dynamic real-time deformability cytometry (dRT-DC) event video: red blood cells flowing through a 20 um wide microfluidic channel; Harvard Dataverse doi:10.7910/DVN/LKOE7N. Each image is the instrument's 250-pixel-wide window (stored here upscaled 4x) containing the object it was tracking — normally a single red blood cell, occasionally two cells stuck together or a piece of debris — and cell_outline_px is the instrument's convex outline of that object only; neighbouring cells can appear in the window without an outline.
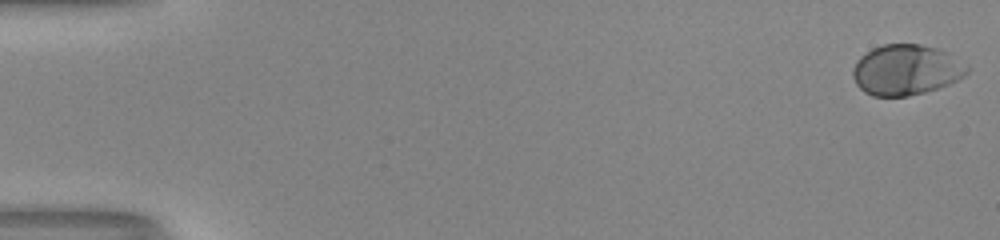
{"species": "human", "species_latin": "Homo sapiens", "temperature_condition": "room temperature", "stored_images_in_passage": 53, "camera_frame_rate_fps": 3000, "um_per_image_px": 0.085, "donor": {"sex": "male"}, "frame": {"image": 1, "passage_image": 1, "time_ms": 0.0, "image_size_px": [1000, 240], "cell_outline_px": [[968, 72], [956, 80], [948, 84], [924, 92], [908, 96], [872, 96], [864, 92], [856, 84], [852, 76], [852, 68], [856, 60], [860, 56], [872, 48], [884, 44], [920, 44], [936, 48], [944, 52], [968, 68]], "centroid_in_image_um": [76.92, 5.95], "position_along_channel_um": 8.1, "area_um2": 33.18}}
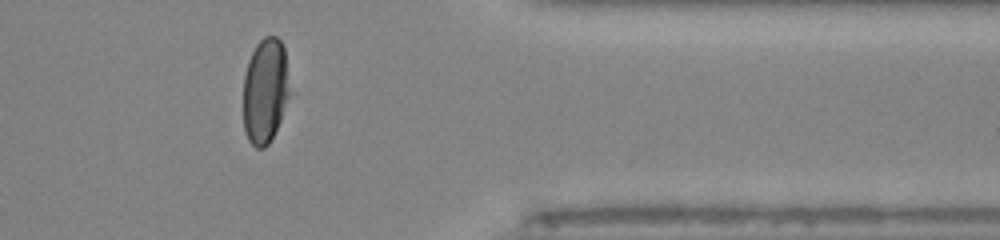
{"frame": {"image": 2, "passage_image": 44, "time_ms": 14.333, "image_size_px": [1000, 240], "cell_outline_px": [[296, 92], [268, 144], [264, 148], [256, 148], [248, 140], [244, 132], [244, 76], [248, 60], [256, 44], [264, 36], [276, 36], [280, 40], [284, 48]], "centroid_in_image_um": [22.64, 7.7], "position_along_channel_um": 388.8, "area_um2": 30.06}}
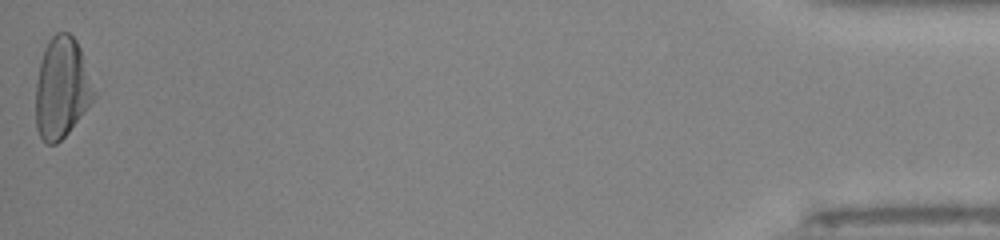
{"frame": {"image": 3, "passage_image": 53, "time_ms": 17.333, "image_size_px": [1000, 240], "cell_outline_px": [[96, 96], [68, 132], [56, 144], [48, 144], [40, 136], [36, 128], [36, 84], [40, 60], [44, 48], [48, 40], [56, 32], [68, 32], [76, 40], [80, 48], [96, 92]], "centroid_in_image_um": [5.24, 7.45], "position_along_channel_um": 430.0, "area_um2": 34.04}, "authors_computed_cell_mechanics": {"area_um2": 32.1368, "velocity_mm_per_s": 4.0523, "shape_relaxation_time_tau1_ms": 3.2461, "shape_relaxation_time_tau2_ms": null, "deformation_change_tau1": 0.1789, "deformation_change_tau2": null}}